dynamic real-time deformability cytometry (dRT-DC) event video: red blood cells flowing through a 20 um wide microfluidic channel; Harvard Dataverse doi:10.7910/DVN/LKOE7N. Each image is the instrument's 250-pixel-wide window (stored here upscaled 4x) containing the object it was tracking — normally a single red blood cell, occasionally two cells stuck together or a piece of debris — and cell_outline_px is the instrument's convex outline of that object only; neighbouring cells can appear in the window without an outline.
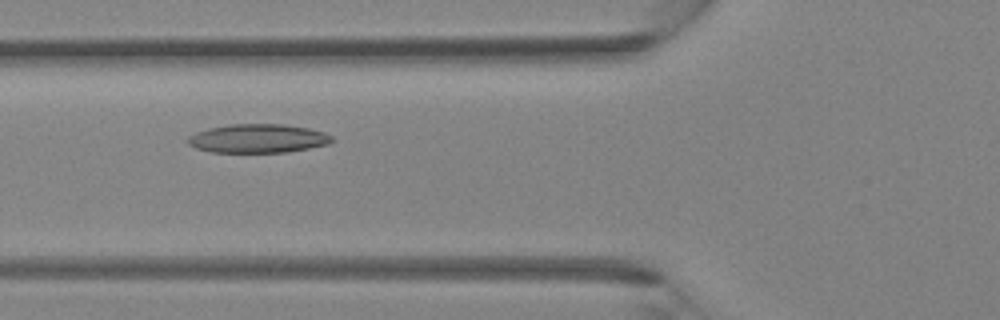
{"species": "Egyptian fruit bat (a non-hibernating species)", "species_latin": "Rousettus aegyptiacus", "temperature_condition": "room temperature", "stored_images_in_passage": 39, "camera_frame_rate_fps": 3000, "um_per_image_px": 0.085, "animal": {"sex": "female"}, "frame": {"image": 1, "passage_image": 14, "time_ms": 4.333, "image_size_px": [1000, 320], "cell_outline_px": [[332, 140], [328, 144], [288, 152], [212, 152], [196, 148], [188, 144], [188, 136], [196, 132], [208, 128], [228, 124], [284, 124], [308, 128], [324, 132], [332, 136]], "centroid_in_image_um": [21.9, 11.76], "position_along_channel_um": 103.9, "area_um2": 24.1}}
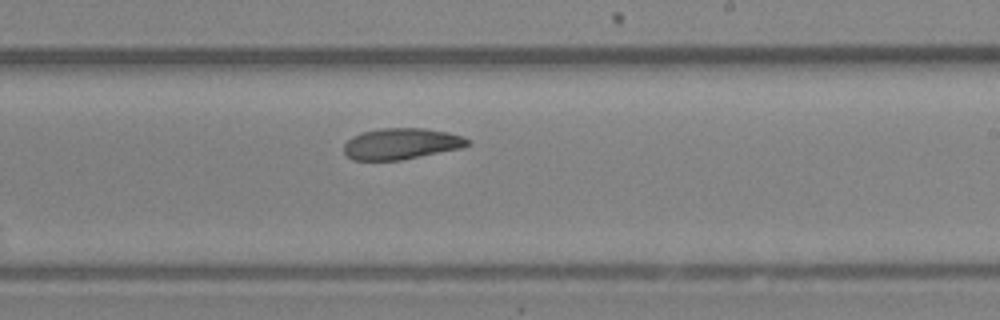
{"frame": {"image": 2, "passage_image": 23, "time_ms": 7.333, "image_size_px": [1000, 320], "cell_outline_px": [[472, 144], [460, 148], [400, 160], [352, 160], [344, 152], [344, 144], [352, 136], [364, 132], [384, 128], [424, 128], [448, 132], [464, 136]], "centroid_in_image_um": [34.12, 12.21], "position_along_channel_um": 254.9, "area_um2": 22.31}}
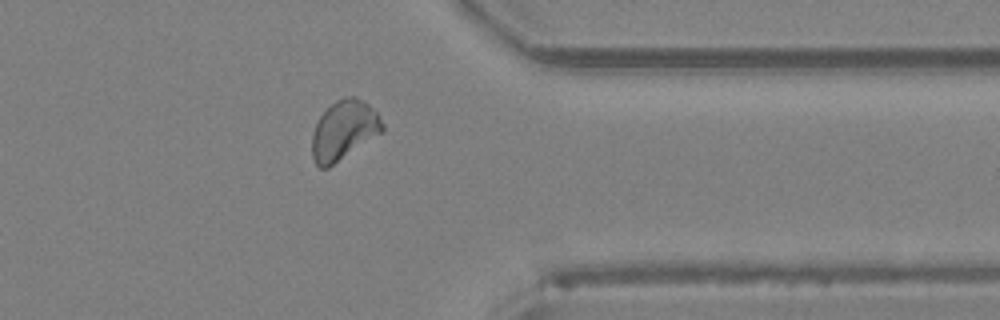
{"frame": {"image": 3, "passage_image": 31, "time_ms": 10.0, "image_size_px": [1000, 320], "cell_outline_px": [[384, 132], [328, 168], [320, 168], [312, 160], [312, 136], [316, 124], [320, 116], [336, 100], [348, 96], [356, 96], [368, 104], [376, 112], [384, 124]], "centroid_in_image_um": [29.24, 11.09], "position_along_channel_um": 382.2, "area_um2": 24.39}}